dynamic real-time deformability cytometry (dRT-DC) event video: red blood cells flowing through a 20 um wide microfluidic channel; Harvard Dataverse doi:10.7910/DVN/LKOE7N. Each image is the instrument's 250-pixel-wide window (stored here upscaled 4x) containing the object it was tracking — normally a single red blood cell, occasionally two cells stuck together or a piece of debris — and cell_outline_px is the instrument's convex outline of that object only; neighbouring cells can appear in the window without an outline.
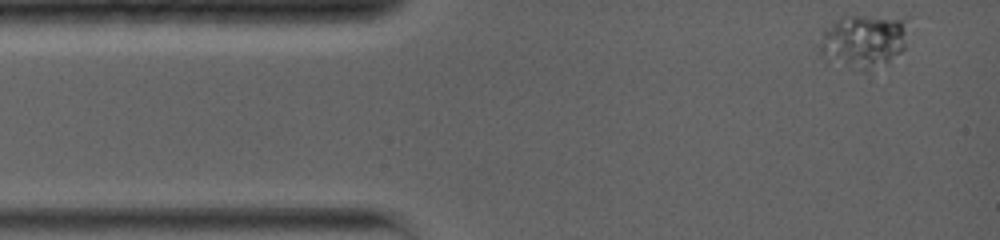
{"species": "common noctule bat (a hibernating species)", "species_latin": "Nyctalus noctula", "temperature_condition": "warm", "stored_images_in_passage": 42, "camera_frame_rate_fps": 5000, "um_per_image_px": 0.085, "animal": {"sex": "female", "body_mass_g": 19.0, "forearm_length_mm": 56.7}, "frame": {"image": 1, "passage_image": 1, "time_ms": 0.0, "image_size_px": [1000, 240], "cell_outline_px": [[908, 16], [904, 48], [888, 64], [864, 72], [860, 72], [824, 60], [816, 44], [832, 20], [840, 16]], "centroid_in_image_um": [73.38, 3.5], "position_along_channel_um": 11.6, "area_um2": 28.84}}
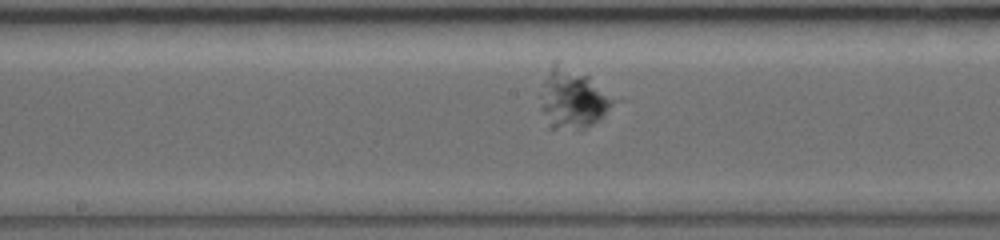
{"frame": {"image": 2, "passage_image": 19, "time_ms": 6.8, "image_size_px": [1000, 240], "cell_outline_px": [[612, 104], [604, 116], [592, 124], [584, 128], [548, 128], [540, 108], [544, 80], [552, 64], [556, 60], [588, 76], [612, 100]], "centroid_in_image_um": [48.6, 8.39], "position_along_channel_um": 199.6, "area_um2": 24.51}}
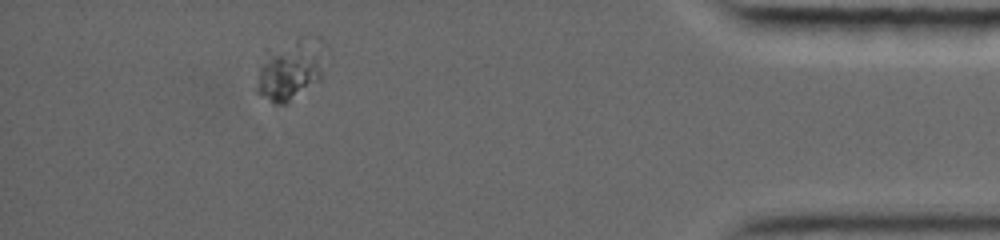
{"frame": {"image": 3, "passage_image": 36, "time_ms": 14.0, "image_size_px": [1000, 240], "cell_outline_px": [[332, 60], [320, 80], [284, 104], [276, 104], [260, 96], [256, 88], [264, 48], [296, 40], [300, 40], [328, 48], [332, 52]], "centroid_in_image_um": [24.75, 5.93], "position_along_channel_um": 410.5, "area_um2": 24.62}}